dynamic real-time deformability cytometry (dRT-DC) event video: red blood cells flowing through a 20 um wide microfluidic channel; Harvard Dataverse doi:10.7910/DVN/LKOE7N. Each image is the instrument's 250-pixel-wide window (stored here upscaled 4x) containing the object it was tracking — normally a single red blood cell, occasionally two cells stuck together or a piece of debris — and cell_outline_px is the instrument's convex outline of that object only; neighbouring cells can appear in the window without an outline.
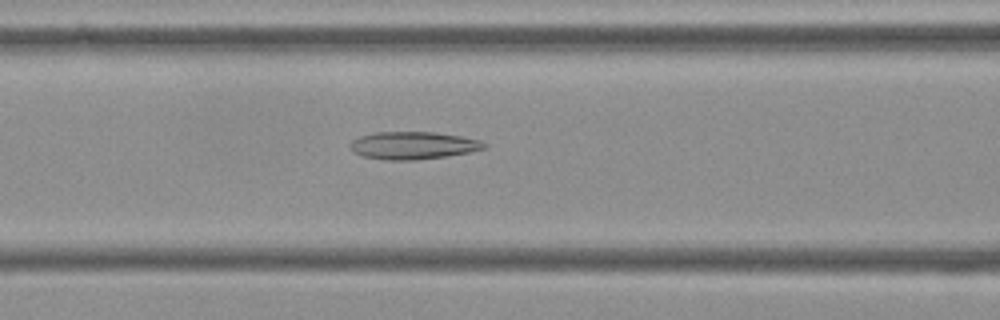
{"species": "Egyptian fruit bat (a non-hibernating species)", "species_latin": "Rousettus aegyptiacus", "temperature_condition": "cold", "stored_images_in_passage": 54, "camera_frame_rate_fps": 3000, "um_per_image_px": 0.085, "frame": {"image": 1, "passage_image": 22, "time_ms": 7.0, "image_size_px": [1000, 320], "cell_outline_px": [[488, 148], [468, 152], [444, 156], [416, 160], [384, 160], [364, 156], [352, 152], [348, 148], [348, 144], [352, 140], [360, 136], [376, 132], [436, 132], [460, 136], [480, 140], [488, 144]], "centroid_in_image_um": [35.09, 12.36], "position_along_channel_um": 131.5, "area_um2": 21.68}}
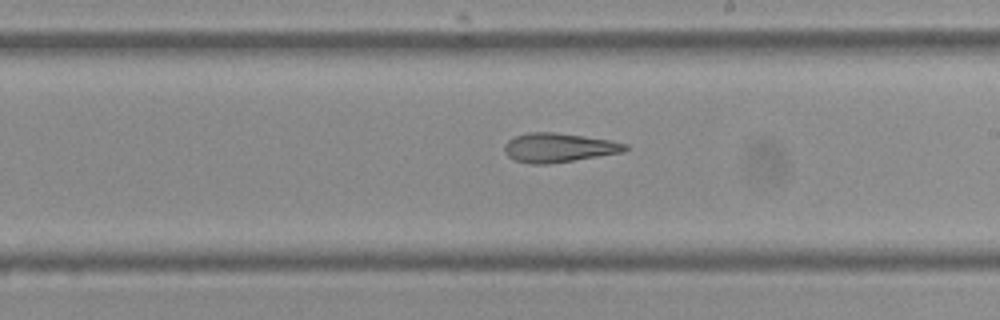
{"frame": {"image": 2, "passage_image": 31, "time_ms": 10.0, "image_size_px": [1000, 320], "cell_outline_px": [[628, 148], [624, 152], [548, 164], [532, 164], [516, 160], [508, 156], [504, 152], [504, 144], [508, 140], [516, 136], [528, 132], [556, 132], [612, 140], [628, 144]], "centroid_in_image_um": [47.5, 12.54], "position_along_channel_um": 241.5, "area_um2": 20.52}}
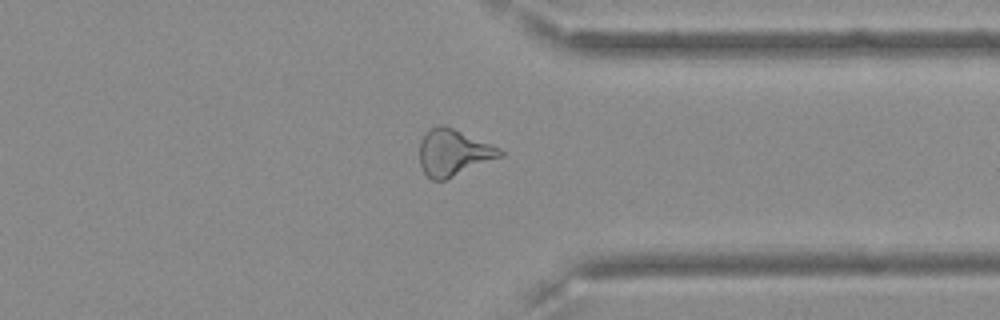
{"frame": {"image": 3, "passage_image": 42, "time_ms": 13.667, "image_size_px": [1000, 320], "cell_outline_px": [[504, 156], [444, 180], [432, 180], [424, 172], [420, 164], [420, 140], [428, 128], [440, 124], [444, 124], [500, 148], [504, 152]], "centroid_in_image_um": [38.54, 12.95], "position_along_channel_um": 372.9, "area_um2": 21.85}, "authors_computed_cell_mechanics": {"area_um2": 22.542, "velocity_mm_per_s": 3.6672, "shape_relaxation_time_tau1_ms": null, "shape_relaxation_time_tau2_ms": 3.5701, "deformation_change_tau1": null, "deformation_change_tau2": 0.1283}}